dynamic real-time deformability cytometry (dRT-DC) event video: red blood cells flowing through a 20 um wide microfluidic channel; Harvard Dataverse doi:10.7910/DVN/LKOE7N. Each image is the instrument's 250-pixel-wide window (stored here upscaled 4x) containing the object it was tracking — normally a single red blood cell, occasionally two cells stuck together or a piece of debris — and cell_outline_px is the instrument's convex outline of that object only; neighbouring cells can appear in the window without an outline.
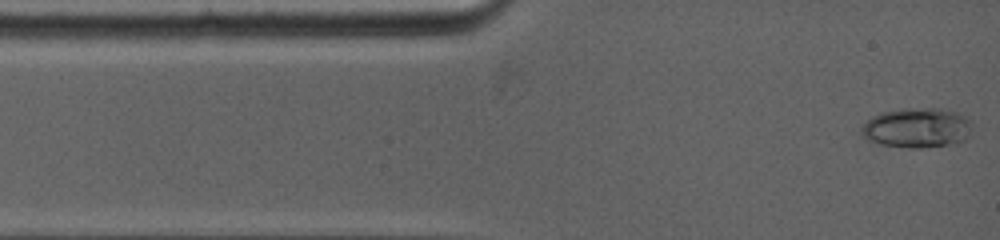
{"species": "common noctule bat (a hibernating species)", "species_latin": "Nyctalus noctula", "temperature_condition": "warm", "stored_images_in_passage": 38, "camera_frame_rate_fps": 5000, "um_per_image_px": 0.085, "animal": {"sex": "female", "body_mass_g": 19.0, "forearm_length_mm": 53.3}, "frame": {"image": 1, "passage_image": 1, "time_ms": 0.0, "image_size_px": [1000, 240], "cell_outline_px": [[972, 128], [968, 136], [964, 140], [952, 144], [920, 148], [908, 148], [880, 144], [868, 140], [860, 132], [860, 128], [872, 116], [880, 112], [908, 108], [936, 108], [956, 112], [972, 120]], "centroid_in_image_um": [77.95, 10.87], "position_along_channel_um": 7.1, "area_um2": 25.84}}
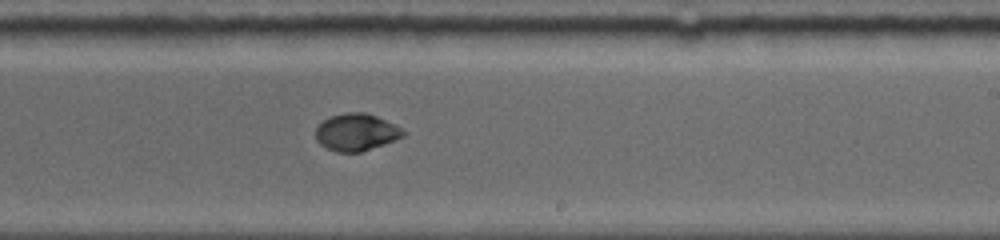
{"frame": {"image": 2, "passage_image": 19, "time_ms": 7.6, "image_size_px": [1000, 240], "cell_outline_px": [[408, 132], [404, 136], [384, 144], [360, 152], [336, 152], [320, 144], [316, 140], [316, 128], [324, 120], [332, 116], [344, 112], [364, 112], [376, 116]], "centroid_in_image_um": [30.27, 11.24], "position_along_channel_um": 258.7, "area_um2": 18.73}}
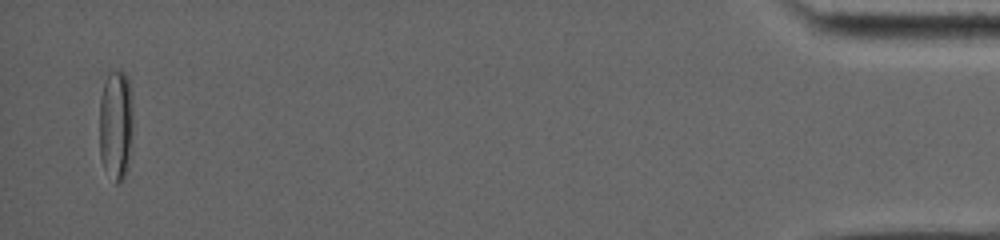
{"frame": {"image": 3, "passage_image": 38, "time_ms": 15.2, "image_size_px": [1000, 240], "cell_outline_px": [[132, 128], [128, 168], [124, 180], [120, 184], [116, 184], [104, 168], [100, 156], [100, 100], [104, 84], [108, 72], [124, 72], [128, 76], [132, 96]], "centroid_in_image_um": [9.86, 10.64], "position_along_channel_um": 425.3, "area_um2": 21.96}, "authors_computed_cell_mechanics": {"area_um2": 19.363, "velocity_mm_per_s": 3.9221, "shape_relaxation_time_tau1_ms": 6.1929, "shape_relaxation_time_tau2_ms": 1.8875, "deformation_change_tau1": 0.2167, "deformation_change_tau2": 0.033}}